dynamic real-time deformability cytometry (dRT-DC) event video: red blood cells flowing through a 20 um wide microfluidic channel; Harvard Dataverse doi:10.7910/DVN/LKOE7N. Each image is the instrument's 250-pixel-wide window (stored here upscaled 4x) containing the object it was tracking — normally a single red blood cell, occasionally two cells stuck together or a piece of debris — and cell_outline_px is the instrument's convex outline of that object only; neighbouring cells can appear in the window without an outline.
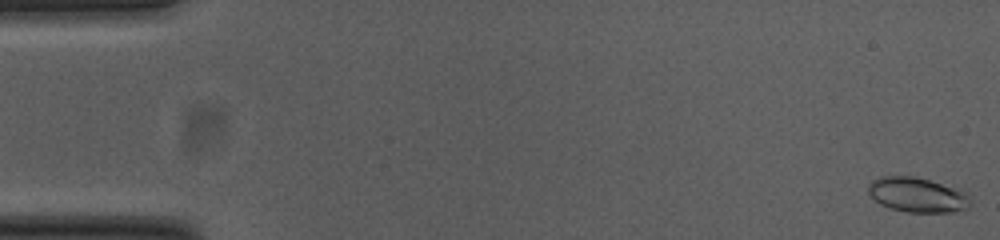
{"species": "common noctule bat (a hibernating species)", "species_latin": "Nyctalus noctula", "temperature_condition": "cold", "stored_images_in_passage": 54, "camera_frame_rate_fps": 3000, "um_per_image_px": 0.085, "animal": {"sex": "female", "body_mass_g": 23.0, "forearm_length_mm": 53.4}, "frame": {"image": 1, "passage_image": 1, "time_ms": 0.0, "image_size_px": [1000, 240], "cell_outline_px": [[968, 208], [952, 212], [904, 212], [880, 204], [868, 192], [868, 184], [872, 180], [880, 176], [912, 176], [960, 188], [968, 196]], "centroid_in_image_um": [77.95, 16.55], "position_along_channel_um": 7.0, "area_um2": 20.58}}
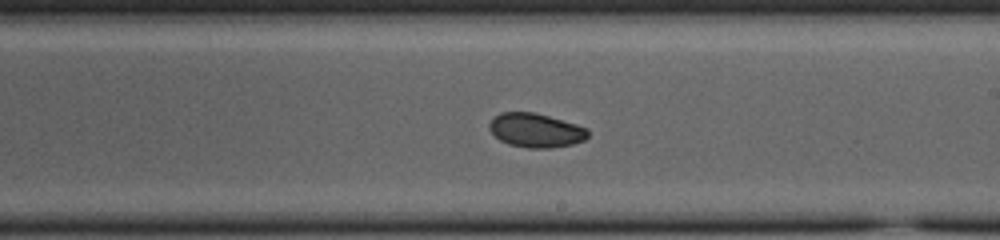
{"frame": {"image": 2, "passage_image": 31, "time_ms": 10.0, "image_size_px": [1000, 240], "cell_outline_px": [[588, 136], [584, 140], [572, 144], [552, 148], [528, 148], [508, 144], [500, 140], [488, 128], [488, 124], [500, 112], [532, 112], [548, 116], [576, 124], [588, 128]], "centroid_in_image_um": [45.54, 11.08], "position_along_channel_um": 243.5, "area_um2": 19.48}}
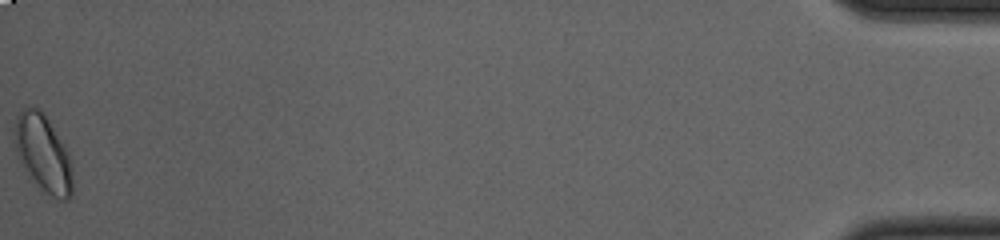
{"frame": {"image": 3, "passage_image": 54, "time_ms": 17.667, "image_size_px": [1000, 240], "cell_outline_px": [[72, 192], [68, 200], [60, 200], [40, 192], [36, 188], [20, 160], [16, 148], [16, 116], [24, 108], [40, 108], [64, 144], [68, 152], [72, 168]], "centroid_in_image_um": [3.7, 13.12], "position_along_channel_um": 431.5, "area_um2": 25.89}, "authors_computed_cell_mechanics": {"area_um2": 19.6809, "velocity_mm_per_s": 3.7915, "shape_relaxation_time_tau1_ms": 4.1764, "shape_relaxation_time_tau2_ms": 5.298, "deformation_change_tau1": 0.1143, "deformation_change_tau2": 0.0715}}